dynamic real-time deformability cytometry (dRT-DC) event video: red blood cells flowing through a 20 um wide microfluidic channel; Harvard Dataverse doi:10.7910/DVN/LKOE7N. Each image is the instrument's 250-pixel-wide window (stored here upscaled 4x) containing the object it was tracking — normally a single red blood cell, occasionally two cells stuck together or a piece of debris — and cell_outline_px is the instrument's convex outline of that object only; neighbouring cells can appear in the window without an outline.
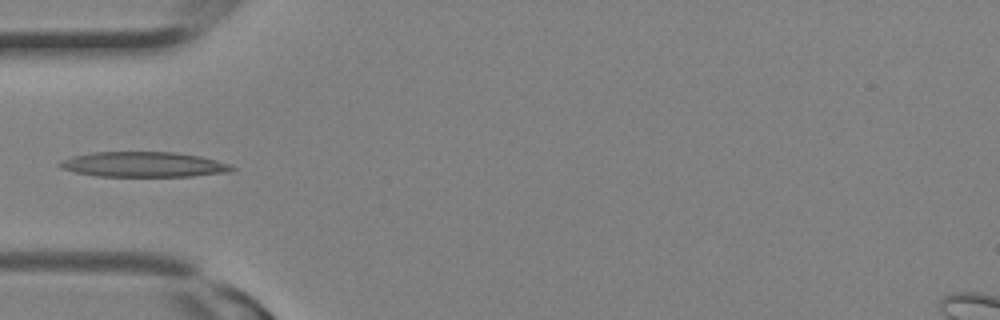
{"species": "Egyptian fruit bat (a non-hibernating species)", "species_latin": "Rousettus aegyptiacus", "temperature_condition": "room temperature", "stored_images_in_passage": 10, "camera_frame_rate_fps": 3000, "um_per_image_px": 0.085, "animal": {"sex": "female"}, "frame": {"image": 1, "passage_image": 9, "time_ms": 2.667, "image_size_px": [1000, 320], "cell_outline_px": [[236, 168], [232, 172], [192, 176], [96, 176], [76, 172], [60, 168], [56, 164], [60, 160], [72, 156], [92, 152], [176, 152], [200, 156], [216, 160], [228, 164]], "centroid_in_image_um": [12.18, 13.98], "position_along_channel_um": 72.8, "area_um2": 25.37}}